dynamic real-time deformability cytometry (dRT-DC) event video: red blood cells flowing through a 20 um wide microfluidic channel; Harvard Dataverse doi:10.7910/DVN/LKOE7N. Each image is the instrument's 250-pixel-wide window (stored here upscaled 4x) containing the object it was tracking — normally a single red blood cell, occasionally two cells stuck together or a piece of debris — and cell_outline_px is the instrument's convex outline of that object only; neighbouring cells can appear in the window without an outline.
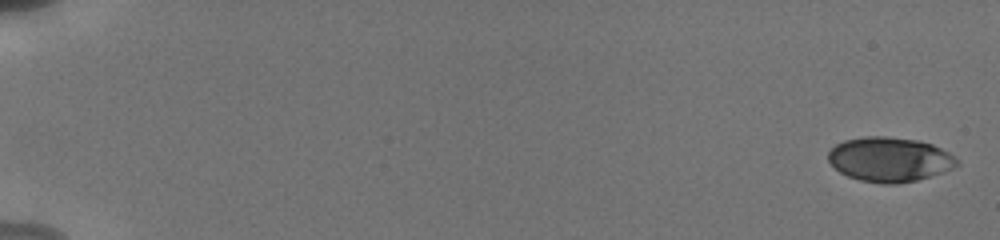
{"species": "human", "species_latin": "Homo sapiens", "temperature_condition": "cold", "stored_images_in_passage": 9, "camera_frame_rate_fps": 3000, "um_per_image_px": 0.085, "donor": {"sex": "male"}, "frame": {"image": 1, "passage_image": 1, "time_ms": 0.0, "image_size_px": [1000, 240], "cell_outline_px": [[960, 164], [944, 172], [916, 180], [896, 184], [880, 184], [860, 180], [848, 176], [840, 172], [828, 160], [828, 152], [836, 144], [844, 140], [864, 136], [884, 136], [916, 140], [932, 144], [956, 156], [960, 160]], "centroid_in_image_um": [75.63, 13.55], "position_along_channel_um": 9.4, "area_um2": 33.52}}
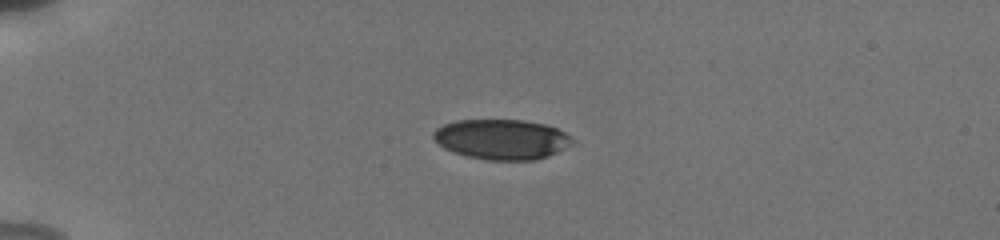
{"frame": {"image": 2, "passage_image": 6, "time_ms": 4.667, "image_size_px": [1000, 240], "cell_outline_px": [[580, 144], [548, 156], [536, 160], [488, 160], [468, 156], [444, 148], [432, 136], [432, 132], [436, 128], [444, 124], [456, 120], [524, 120], [544, 124], [556, 128], [564, 132], [576, 140]], "centroid_in_image_um": [42.74, 11.84], "position_along_channel_um": 42.3, "area_um2": 32.83}}
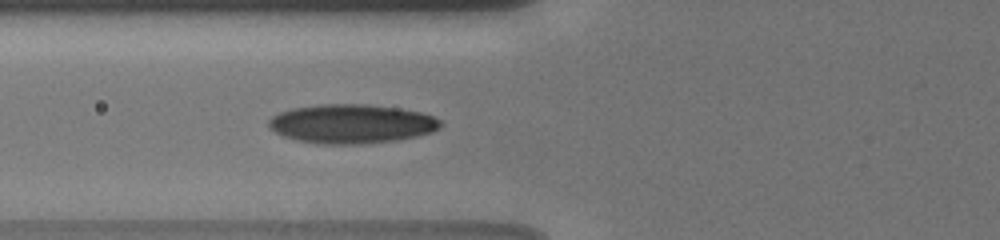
{"frame": {"image": 3, "passage_image": 9, "time_ms": 7.333, "image_size_px": [1000, 240], "cell_outline_px": [[444, 124], [440, 128], [432, 132], [416, 136], [396, 140], [360, 144], [316, 144], [296, 140], [284, 136], [268, 128], [268, 120], [272, 116], [280, 112], [292, 108], [320, 104], [368, 104], [396, 108], [420, 112], [432, 116], [440, 120]], "centroid_in_image_um": [29.86, 10.53], "position_along_channel_um": 95.9, "area_um2": 39.25}}